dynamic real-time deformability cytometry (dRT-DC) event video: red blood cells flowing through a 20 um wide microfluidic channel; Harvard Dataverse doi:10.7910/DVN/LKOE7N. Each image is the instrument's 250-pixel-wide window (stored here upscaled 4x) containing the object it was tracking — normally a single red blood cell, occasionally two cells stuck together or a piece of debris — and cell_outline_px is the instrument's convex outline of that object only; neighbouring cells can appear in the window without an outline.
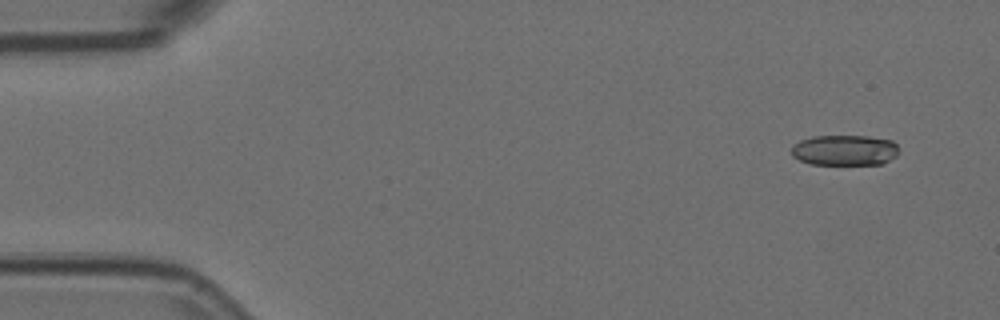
{"species": "Egyptian fruit bat (a non-hibernating species)", "species_latin": "Rousettus aegyptiacus", "temperature_condition": "room temperature", "stored_images_in_passage": 11, "camera_frame_rate_fps": 3000, "um_per_image_px": 0.085, "animal": {"sex": "female"}, "frame": {"image": 1, "passage_image": 2, "time_ms": 0.333, "image_size_px": [1000, 320], "cell_outline_px": [[900, 152], [896, 156], [880, 164], [812, 164], [800, 160], [792, 156], [792, 144], [800, 140], [812, 136], [868, 136], [892, 140], [896, 144]], "centroid_in_image_um": [71.8, 12.76], "position_along_channel_um": 13.2, "area_um2": 19.19}}
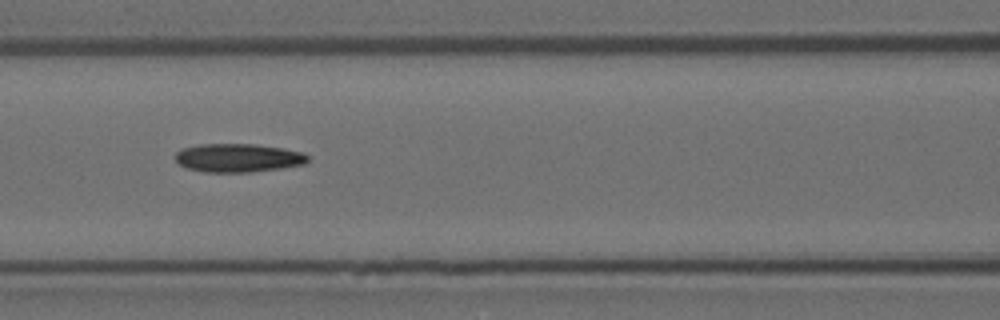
{"frame": {"image": 2, "passage_image": 7, "time_ms": 2.0, "image_size_px": [1000, 320], "cell_outline_px": [[308, 160], [304, 164], [280, 168], [248, 172], [204, 172], [188, 168], [180, 164], [176, 160], [176, 152], [184, 148], [200, 144], [256, 144], [284, 148], [304, 152], [308, 156]], "centroid_in_image_um": [20.27, 13.41], "position_along_channel_um": 146.3, "area_um2": 21.91}}
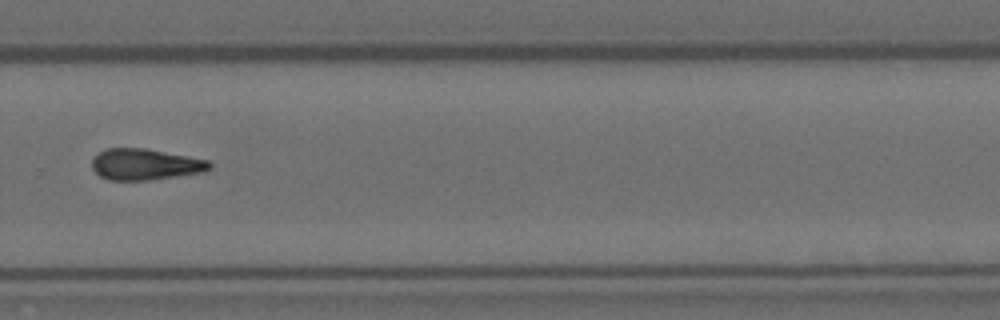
{"frame": {"image": 3, "passage_image": 11, "time_ms": 3.333, "image_size_px": [1000, 320], "cell_outline_px": [[212, 168], [204, 172], [148, 180], [108, 180], [100, 176], [92, 168], [92, 160], [100, 152], [108, 148], [144, 148], [208, 160], [212, 164]], "centroid_in_image_um": [12.35, 13.98], "position_along_channel_um": 317.5, "area_um2": 21.21}}